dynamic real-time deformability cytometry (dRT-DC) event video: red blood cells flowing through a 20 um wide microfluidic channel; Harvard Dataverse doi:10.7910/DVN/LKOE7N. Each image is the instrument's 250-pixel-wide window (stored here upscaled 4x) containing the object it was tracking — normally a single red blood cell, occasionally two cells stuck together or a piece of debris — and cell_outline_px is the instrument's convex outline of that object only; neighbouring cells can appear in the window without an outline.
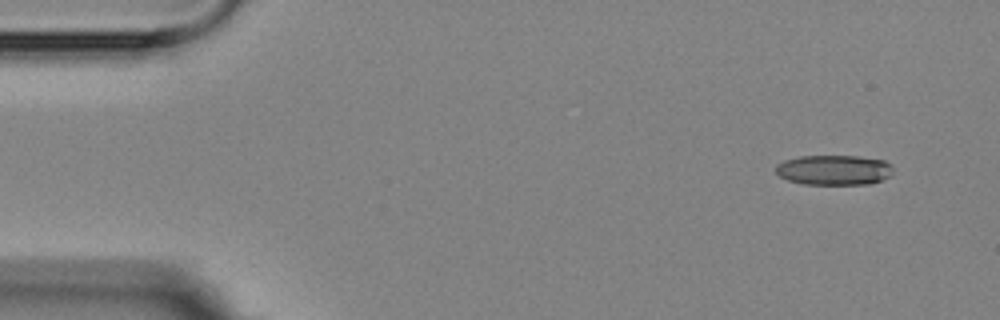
{"species": "Egyptian fruit bat (a non-hibernating species)", "species_latin": "Rousettus aegyptiacus", "temperature_condition": "room temperature", "stored_images_in_passage": 15, "camera_frame_rate_fps": 3000, "um_per_image_px": 0.085, "animal": {"sex": "female"}, "frame": {"image": 1, "passage_image": 1, "time_ms": 0.0, "image_size_px": [1000, 320], "cell_outline_px": [[892, 176], [868, 184], [804, 184], [788, 180], [780, 176], [776, 172], [776, 164], [784, 160], [800, 156], [856, 156], [884, 160], [892, 168]], "centroid_in_image_um": [70.87, 14.45], "position_along_channel_um": 14.1, "area_um2": 20.46}}
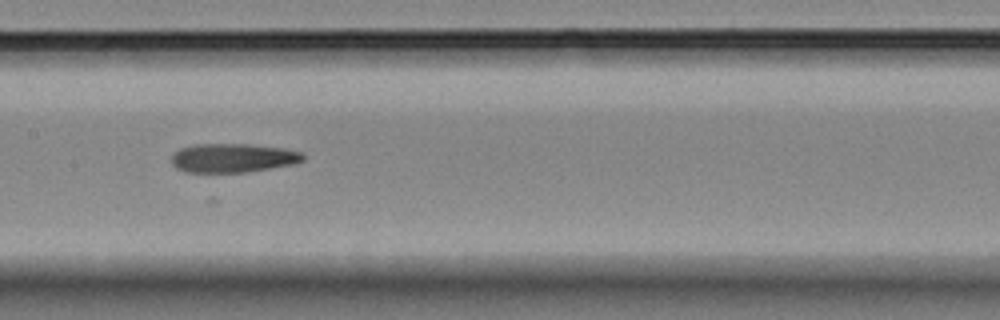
{"frame": {"image": 2, "passage_image": 7, "time_ms": 7.667, "image_size_px": [1000, 320], "cell_outline_px": [[304, 160], [296, 164], [248, 172], [184, 172], [176, 168], [172, 164], [172, 156], [180, 148], [192, 144], [248, 144], [284, 148], [300, 152], [304, 156]], "centroid_in_image_um": [19.8, 13.43], "position_along_channel_um": 187.6, "area_um2": 22.31}}
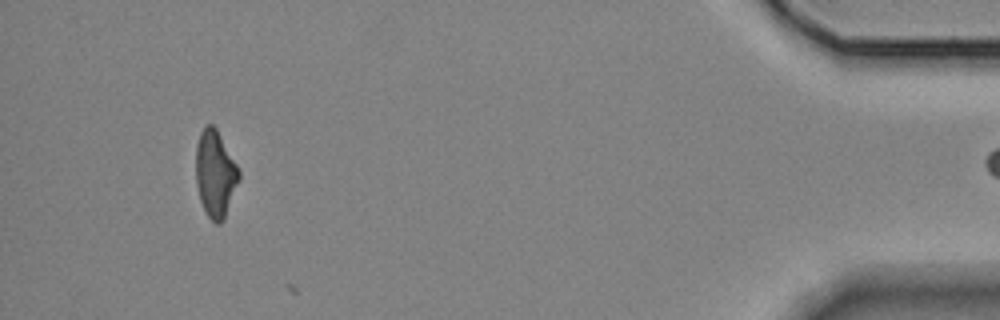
{"frame": {"image": 3, "passage_image": 14, "time_ms": 16.0, "image_size_px": [1000, 320], "cell_outline_px": [[240, 176], [224, 220], [220, 224], [216, 224], [208, 216], [200, 200], [196, 184], [196, 144], [200, 132], [208, 124], [212, 124], [216, 128], [236, 164], [240, 172]], "centroid_in_image_um": [18.28, 14.78], "position_along_channel_um": 416.9, "area_um2": 21.5}}